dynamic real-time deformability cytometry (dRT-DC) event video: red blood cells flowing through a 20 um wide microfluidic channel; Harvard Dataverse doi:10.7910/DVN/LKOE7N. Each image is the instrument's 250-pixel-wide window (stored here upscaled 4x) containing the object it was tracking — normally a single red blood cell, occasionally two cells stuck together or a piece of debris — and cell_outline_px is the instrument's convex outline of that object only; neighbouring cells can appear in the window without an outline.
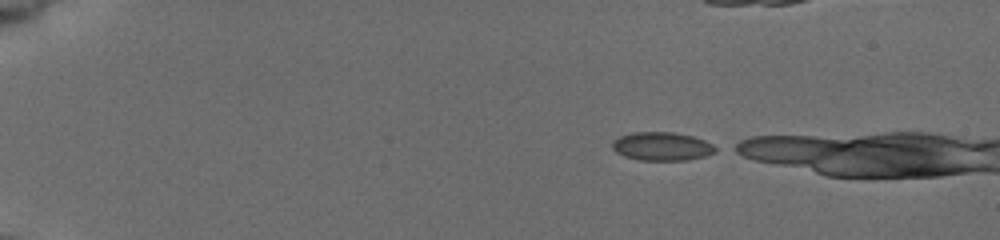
{"species": "common noctule bat (a hibernating species)", "species_latin": "Nyctalus noctula", "temperature_condition": "cold", "stored_images_in_passage": 7, "camera_frame_rate_fps": 3000, "um_per_image_px": 0.085, "animal": {"sex": "female", "body_mass_g": 19.5, "forearm_length_mm": 54.1}, "frame": {"image": 1, "passage_image": 1, "time_ms": 0.0, "image_size_px": [1000, 240], "cell_outline_px": [[720, 148], [716, 152], [704, 156], [688, 160], [640, 160], [624, 156], [616, 152], [612, 148], [612, 140], [620, 136], [632, 132], [672, 132], [692, 136], [704, 140]], "centroid_in_image_um": [56.27, 12.44], "position_along_channel_um": 28.7, "area_um2": 17.22}}
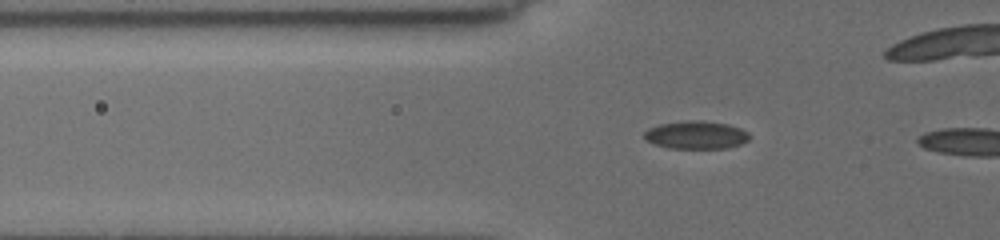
{"frame": {"image": 2, "passage_image": 5, "time_ms": 1.333, "image_size_px": [1000, 240], "cell_outline_px": [[752, 136], [748, 140], [740, 144], [728, 148], [668, 148], [644, 140], [644, 132], [648, 128], [660, 124], [688, 120], [704, 120], [728, 124], [740, 128], [748, 132]], "centroid_in_image_um": [59.18, 11.46], "position_along_channel_um": 66.6, "area_um2": 17.28}}